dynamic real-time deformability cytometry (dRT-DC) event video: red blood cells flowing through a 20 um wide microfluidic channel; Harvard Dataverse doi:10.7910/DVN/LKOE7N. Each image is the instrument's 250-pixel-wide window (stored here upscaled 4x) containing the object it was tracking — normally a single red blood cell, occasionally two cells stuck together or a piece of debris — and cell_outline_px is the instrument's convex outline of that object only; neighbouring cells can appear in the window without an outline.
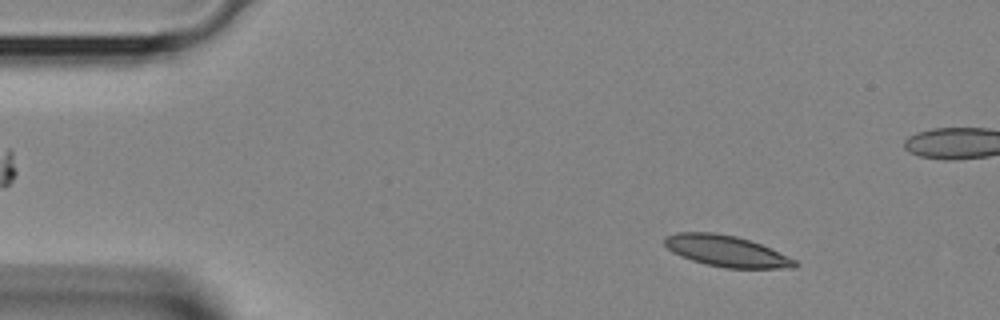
{"species": "Egyptian fruit bat (a non-hibernating species)", "species_latin": "Rousettus aegyptiacus", "temperature_condition": "room temperature", "stored_images_in_passage": 37, "camera_frame_rate_fps": 3000, "um_per_image_px": 0.085, "animal": {"sex": "female"}, "frame": {"image": 1, "passage_image": 2, "time_ms": 0.333, "image_size_px": [1000, 320], "cell_outline_px": [[796, 268], [724, 268], [692, 260], [680, 256], [672, 252], [664, 244], [664, 236], [676, 232], [716, 232], [736, 236], [760, 244], [796, 260]], "centroid_in_image_um": [61.69, 21.33], "position_along_channel_um": 23.3, "area_um2": 23.52}}
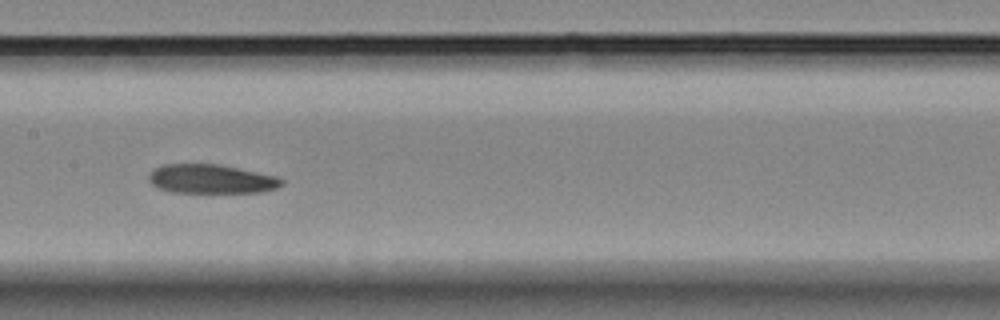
{"frame": {"image": 2, "passage_image": 16, "time_ms": 5.0, "image_size_px": [1000, 320], "cell_outline_px": [[284, 184], [276, 188], [260, 192], [172, 192], [156, 188], [148, 180], [148, 172], [164, 164], [220, 164], [280, 176], [284, 180]], "centroid_in_image_um": [17.97, 15.2], "position_along_channel_um": 189.4, "area_um2": 22.77}}
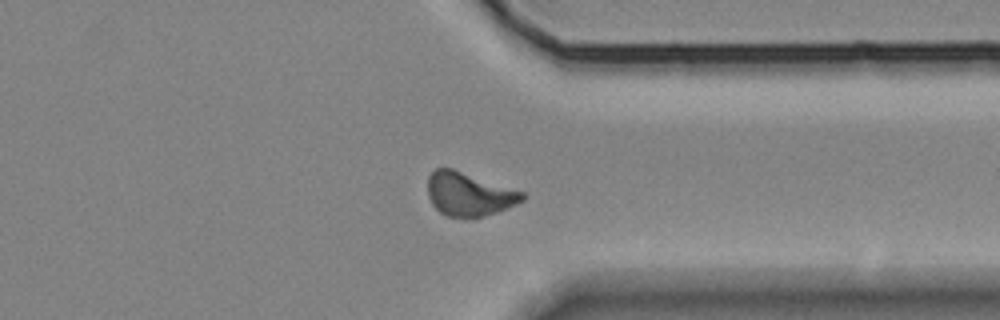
{"frame": {"image": 3, "passage_image": 27, "time_ms": 8.667, "image_size_px": [1000, 320], "cell_outline_px": [[528, 196], [524, 200], [516, 204], [496, 212], [484, 216], [448, 216], [440, 212], [432, 204], [428, 196], [428, 176], [436, 168], [452, 168], [524, 192]], "centroid_in_image_um": [39.87, 16.48], "position_along_channel_um": 371.5, "area_um2": 23.76}}